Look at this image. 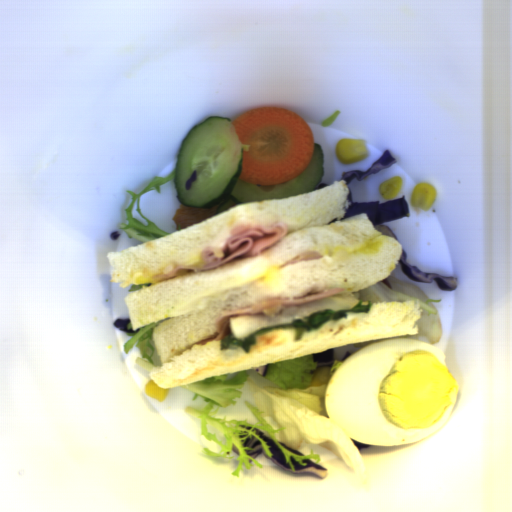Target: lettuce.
<instances>
[{
	"mask_svg": "<svg viewBox=\"0 0 512 512\" xmlns=\"http://www.w3.org/2000/svg\"><path fill=\"white\" fill-rule=\"evenodd\" d=\"M363 301L357 300V304L353 308L349 309H340L337 311H333L332 309H321L318 311L311 312L304 318H300L298 320L293 321L292 323L278 325V326H270L267 328H263L248 336L245 340L235 339L232 333H229L220 339L221 350L226 349L229 345H239L246 352H249L251 349V345L256 344V337L262 333L278 330L282 328H293L296 330L295 340L303 337L305 332H310L313 329H321L323 325H326L329 321H338L340 319L347 318L348 313H367L370 312L373 302L368 301L367 304H362Z\"/></svg>",
	"mask_w": 512,
	"mask_h": 512,
	"instance_id": "9fb2a089",
	"label": "lettuce"
}]
</instances>
